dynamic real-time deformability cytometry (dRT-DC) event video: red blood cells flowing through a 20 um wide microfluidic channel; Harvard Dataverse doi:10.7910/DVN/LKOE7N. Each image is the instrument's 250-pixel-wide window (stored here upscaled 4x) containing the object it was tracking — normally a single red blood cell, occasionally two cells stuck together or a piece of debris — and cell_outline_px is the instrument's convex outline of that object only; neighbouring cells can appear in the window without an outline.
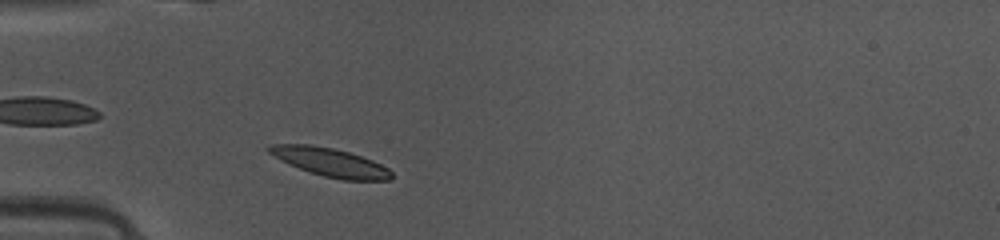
{"species": "common noctule bat (a hibernating species)", "species_latin": "Nyctalus noctula", "temperature_condition": "warm", "stored_images_in_passage": 34, "camera_frame_rate_fps": 3000, "um_per_image_px": 0.085, "animal": {"sex": "female", "body_mass_g": 10.0, "forearm_length_mm": 53.1}, "frame": {"image": 1, "passage_image": 3, "time_ms": 0.667, "image_size_px": [1000, 240], "cell_outline_px": [[392, 176], [388, 180], [344, 180], [324, 176], [300, 168], [268, 152], [264, 148], [268, 144], [312, 144], [332, 148], [348, 152], [372, 160], [388, 168], [392, 172]], "centroid_in_image_um": [28.08, 13.77], "position_along_channel_um": 56.9, "area_um2": 19.88}}
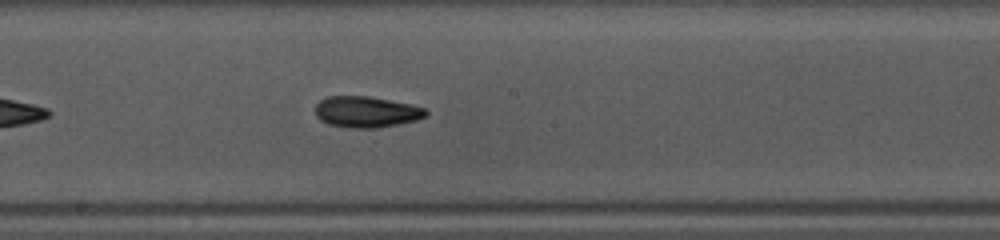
{"frame": {"image": 2, "passage_image": 15, "time_ms": 4.667, "image_size_px": [1000, 240], "cell_outline_px": [[428, 112], [424, 116], [416, 120], [376, 128], [348, 128], [328, 124], [320, 120], [316, 116], [316, 104], [320, 100], [328, 96], [368, 96], [412, 104], [424, 108]], "centroid_in_image_um": [31.1, 9.51], "position_along_channel_um": 217.1, "area_um2": 20.0}}
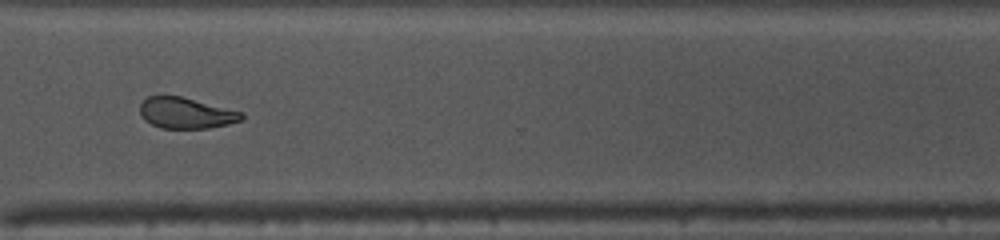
{"frame": {"image": 3, "passage_image": 25, "time_ms": 8.0, "image_size_px": [1000, 240], "cell_outline_px": [[244, 120], [228, 124], [208, 128], [160, 128], [144, 120], [140, 116], [140, 104], [148, 96], [180, 96], [244, 112]], "centroid_in_image_um": [15.82, 9.61], "position_along_channel_um": 354.8, "area_um2": 18.38}, "authors_computed_cell_mechanics": {"area_um2": 19.7098, "velocity_mm_per_s": 4.148, "shape_relaxation_time_tau1_ms": 3.8848, "shape_relaxation_time_tau2_ms": 7.091, "deformation_change_tau1": 0.1303, "deformation_change_tau2": 0.1405}}